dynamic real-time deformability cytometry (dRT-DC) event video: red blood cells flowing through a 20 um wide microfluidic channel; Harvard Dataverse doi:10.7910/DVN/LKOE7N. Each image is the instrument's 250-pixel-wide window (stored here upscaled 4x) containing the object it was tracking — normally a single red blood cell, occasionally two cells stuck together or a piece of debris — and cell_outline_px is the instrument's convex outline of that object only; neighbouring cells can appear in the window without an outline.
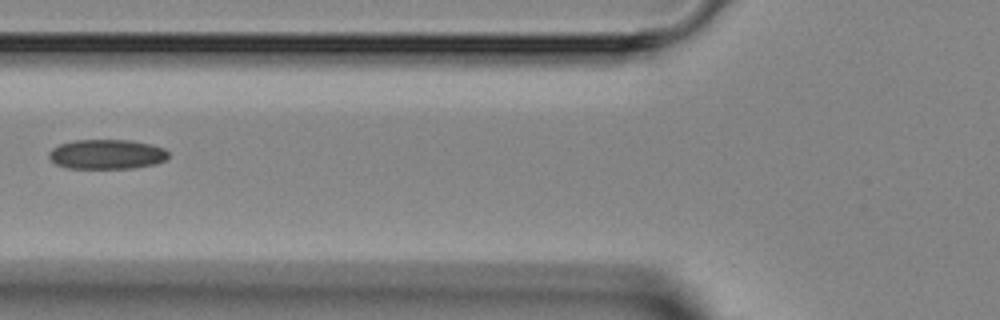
{"species": "Egyptian fruit bat (a non-hibernating species)", "species_latin": "Rousettus aegyptiacus", "temperature_condition": "room temperature", "stored_images_in_passage": 4, "camera_frame_rate_fps": 3000, "um_per_image_px": 0.085, "animal": {"sex": "female"}, "frame": {"image": 1, "passage_image": 4, "time_ms": 4.333, "image_size_px": [1000, 320], "cell_outline_px": [[168, 156], [164, 160], [152, 164], [132, 168], [68, 168], [56, 164], [48, 156], [48, 152], [52, 148], [60, 144], [72, 140], [132, 140], [152, 144], [164, 148], [168, 152]], "centroid_in_image_um": [9.05, 13.1], "position_along_channel_um": 116.7, "area_um2": 20.63}}